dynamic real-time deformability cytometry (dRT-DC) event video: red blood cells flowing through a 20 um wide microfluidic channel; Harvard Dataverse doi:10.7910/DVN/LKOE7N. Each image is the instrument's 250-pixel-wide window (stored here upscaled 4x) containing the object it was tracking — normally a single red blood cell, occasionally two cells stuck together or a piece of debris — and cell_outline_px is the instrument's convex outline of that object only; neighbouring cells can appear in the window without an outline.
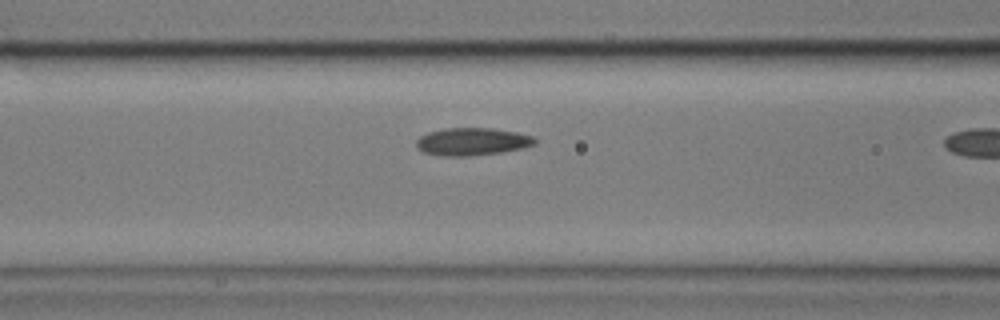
{"species": "common noctule bat (a hibernating species)", "species_latin": "Nyctalus noctula", "temperature_condition": "cold", "stored_images_in_passage": 28, "camera_frame_rate_fps": 3000, "um_per_image_px": 0.085, "animal": {"sex": "male", "body_mass_g": 17.9}, "frame": {"image": 1, "passage_image": 16, "time_ms": 5.0, "image_size_px": [1000, 320], "cell_outline_px": [[536, 144], [524, 148], [500, 152], [472, 156], [440, 156], [424, 152], [416, 148], [416, 140], [420, 136], [428, 132], [444, 128], [492, 128], [516, 132], [532, 136], [536, 140]], "centroid_in_image_um": [40.11, 12.04], "position_along_channel_um": 126.5, "area_um2": 19.19}}